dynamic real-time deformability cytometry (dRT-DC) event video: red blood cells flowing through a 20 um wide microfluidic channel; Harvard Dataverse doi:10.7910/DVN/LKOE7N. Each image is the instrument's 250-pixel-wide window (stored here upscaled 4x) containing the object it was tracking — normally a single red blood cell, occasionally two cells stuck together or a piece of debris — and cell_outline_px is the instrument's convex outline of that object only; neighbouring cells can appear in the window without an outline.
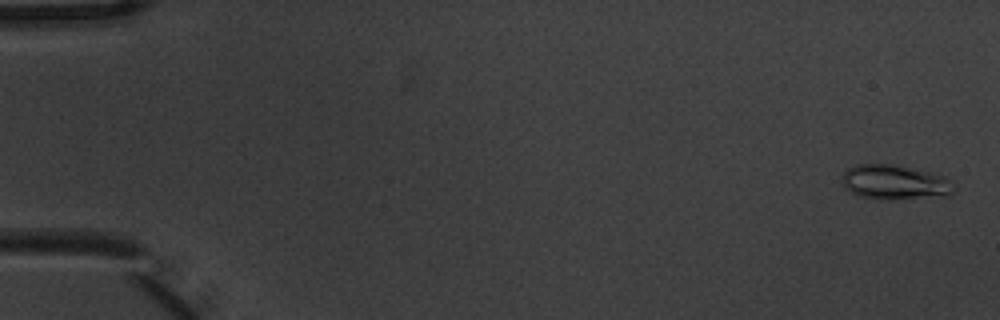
{"species": "common noctule bat (a hibernating species)", "species_latin": "Nyctalus noctula", "temperature_condition": "warm", "stored_images_in_passage": 5, "camera_frame_rate_fps": 3000, "um_per_image_px": 0.085, "animal": {"sex": "male", "body_mass_g": 20.1, "forearm_length_mm": 53.5}, "frame": {"image": 1, "passage_image": 1, "time_ms": 0.0, "image_size_px": [1000, 320], "cell_outline_px": [[956, 188], [948, 196], [892, 200], [880, 200], [860, 196], [844, 188], [840, 180], [844, 172], [848, 168], [856, 164], [892, 164], [928, 172], [944, 176]], "centroid_in_image_um": [76.02, 15.51], "position_along_channel_um": 9.0, "area_um2": 22.83}}